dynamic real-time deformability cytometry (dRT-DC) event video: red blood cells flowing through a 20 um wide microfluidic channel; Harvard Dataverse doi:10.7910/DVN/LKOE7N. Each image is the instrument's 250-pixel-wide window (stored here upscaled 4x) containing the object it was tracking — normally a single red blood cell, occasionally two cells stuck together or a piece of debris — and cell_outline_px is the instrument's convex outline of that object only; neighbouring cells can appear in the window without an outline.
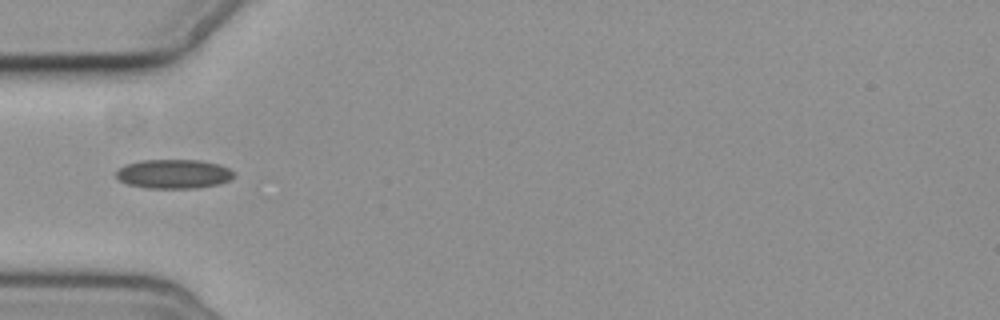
{"species": "common noctule bat (a hibernating species)", "species_latin": "Nyctalus noctula", "temperature_condition": "cold", "stored_images_in_passage": 6, "camera_frame_rate_fps": 3000, "um_per_image_px": 0.085, "animal": {"sex": "female", "body_mass_g": 19.3, "forearm_length_mm": 54.1}, "frame": {"image": 1, "passage_image": 1, "time_ms": 0.0, "image_size_px": [1000, 320], "cell_outline_px": [[236, 176], [228, 180], [216, 184], [196, 188], [148, 188], [128, 184], [120, 180], [116, 176], [116, 172], [124, 164], [140, 160], [200, 160], [220, 164], [236, 172]], "centroid_in_image_um": [14.78, 14.77], "position_along_channel_um": 70.2, "area_um2": 20.06}}
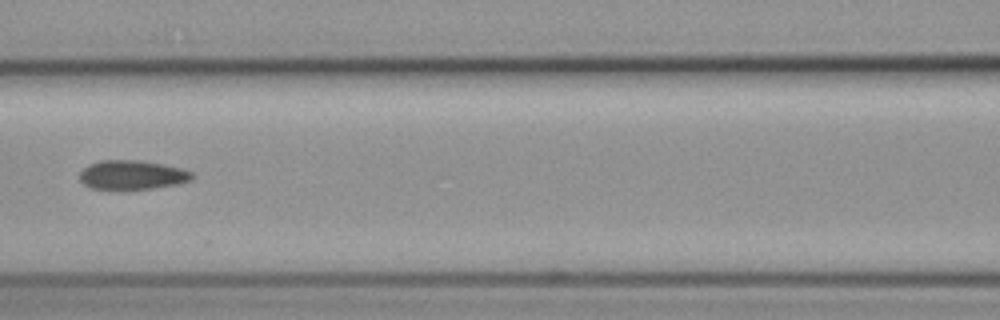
{"frame": {"image": 2, "passage_image": 3, "time_ms": 2.333, "image_size_px": [1000, 320], "cell_outline_px": [[192, 180], [176, 184], [128, 192], [92, 188], [84, 184], [80, 180], [80, 172], [88, 164], [100, 160], [140, 160], [164, 164], [180, 168], [192, 172]], "centroid_in_image_um": [11.19, 14.9], "position_along_channel_um": 155.4, "area_um2": 19.65}}
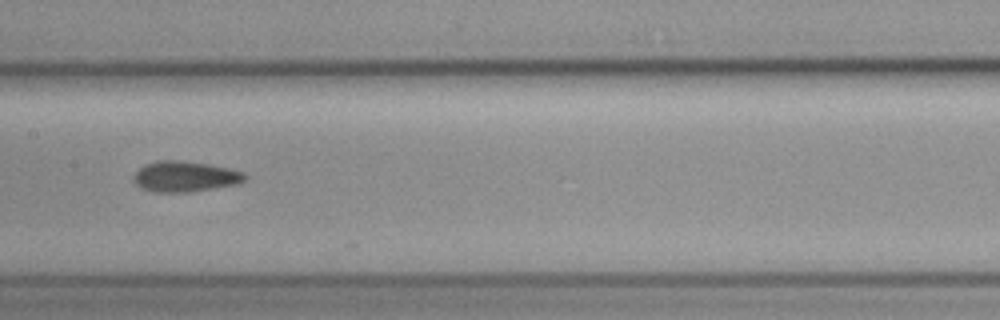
{"frame": {"image": 3, "passage_image": 4, "time_ms": 3.333, "image_size_px": [1000, 320], "cell_outline_px": [[248, 176], [244, 180], [236, 184], [192, 192], [152, 192], [140, 188], [132, 180], [136, 172], [144, 164], [156, 160], [180, 160], [208, 164], [228, 168], [244, 172]], "centroid_in_image_um": [15.7, 15.0], "position_along_channel_um": 191.7, "area_um2": 20.0}}